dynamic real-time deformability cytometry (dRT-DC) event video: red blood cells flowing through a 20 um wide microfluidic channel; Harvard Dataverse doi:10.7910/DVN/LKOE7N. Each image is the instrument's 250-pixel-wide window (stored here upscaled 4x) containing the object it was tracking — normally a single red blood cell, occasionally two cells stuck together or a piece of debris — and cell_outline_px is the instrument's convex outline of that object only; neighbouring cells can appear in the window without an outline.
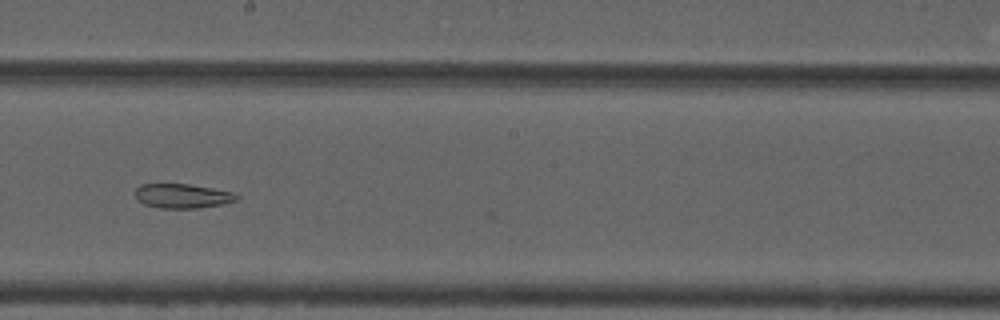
{"species": "common noctule bat (a hibernating species)", "species_latin": "Nyctalus noctula", "temperature_condition": "cold", "stored_images_in_passage": 10, "camera_frame_rate_fps": 3000, "um_per_image_px": 0.085, "animal": {"sex": "male", "forearm_length_mm": 52.5}, "frame": {"image": 1, "passage_image": 9, "time_ms": 9.333, "image_size_px": [1000, 320], "cell_outline_px": [[240, 196], [236, 200], [224, 204], [200, 208], [160, 208], [144, 204], [136, 196], [136, 188], [140, 184], [188, 184], [212, 188], [232, 192]], "centroid_in_image_um": [15.53, 16.66], "position_along_channel_um": 232.7, "area_um2": 14.33}}